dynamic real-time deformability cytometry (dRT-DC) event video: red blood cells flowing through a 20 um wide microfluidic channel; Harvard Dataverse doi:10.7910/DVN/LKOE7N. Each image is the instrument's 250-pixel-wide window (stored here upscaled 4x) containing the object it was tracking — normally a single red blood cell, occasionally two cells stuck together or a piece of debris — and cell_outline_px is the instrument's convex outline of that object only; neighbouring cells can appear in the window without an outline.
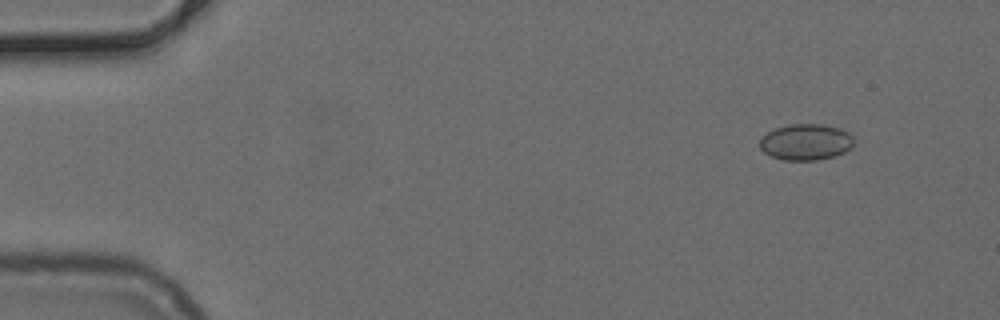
{"species": "common noctule bat (a hibernating species)", "species_latin": "Nyctalus noctula", "temperature_condition": "cold", "stored_images_in_passage": 36, "camera_frame_rate_fps": 3000, "um_per_image_px": 0.085, "animal": {"sex": "female", "body_mass_g": 24.6, "forearm_length_mm": 56.2}, "frame": {"image": 1, "passage_image": 1, "time_ms": 0.0, "image_size_px": [1000, 320], "cell_outline_px": [[852, 148], [836, 156], [816, 160], [784, 160], [772, 156], [764, 152], [760, 148], [760, 140], [768, 132], [776, 128], [788, 124], [820, 124], [840, 128], [848, 132], [852, 136]], "centroid_in_image_um": [68.51, 12.07], "position_along_channel_um": 16.5, "area_um2": 19.77}}
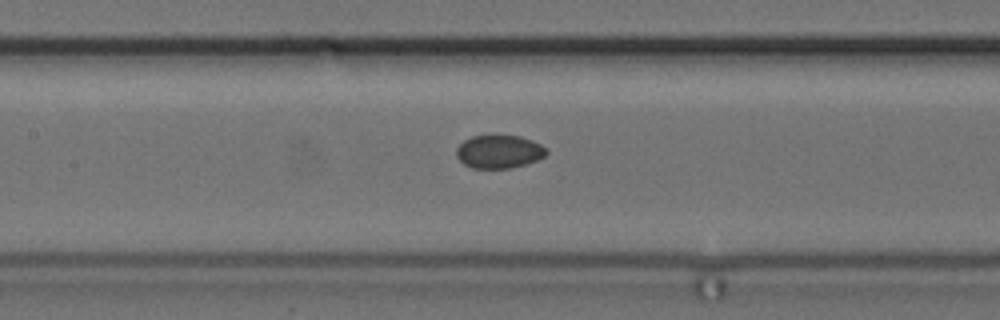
{"frame": {"image": 2, "passage_image": 20, "time_ms": 6.333, "image_size_px": [1000, 320], "cell_outline_px": [[548, 152], [544, 156], [536, 160], [512, 168], [472, 168], [464, 164], [456, 156], [456, 148], [464, 140], [472, 136], [520, 136], [532, 140], [548, 148]], "centroid_in_image_um": [42.42, 12.89], "position_along_channel_um": 165.0, "area_um2": 17.34}}
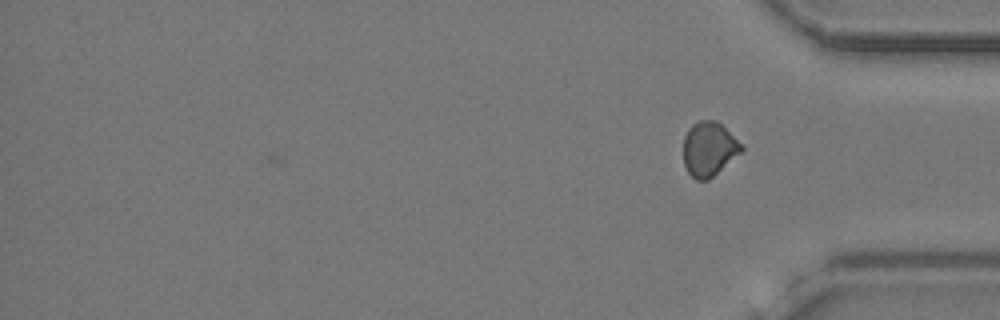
{"frame": {"image": 3, "passage_image": 36, "time_ms": 11.667, "image_size_px": [1000, 320], "cell_outline_px": [[744, 148], [740, 152], [708, 180], [696, 180], [688, 172], [684, 164], [684, 136], [688, 128], [692, 124], [700, 120], [716, 120]], "centroid_in_image_um": [60.21, 12.66], "position_along_channel_um": 375.0, "area_um2": 17.86}}